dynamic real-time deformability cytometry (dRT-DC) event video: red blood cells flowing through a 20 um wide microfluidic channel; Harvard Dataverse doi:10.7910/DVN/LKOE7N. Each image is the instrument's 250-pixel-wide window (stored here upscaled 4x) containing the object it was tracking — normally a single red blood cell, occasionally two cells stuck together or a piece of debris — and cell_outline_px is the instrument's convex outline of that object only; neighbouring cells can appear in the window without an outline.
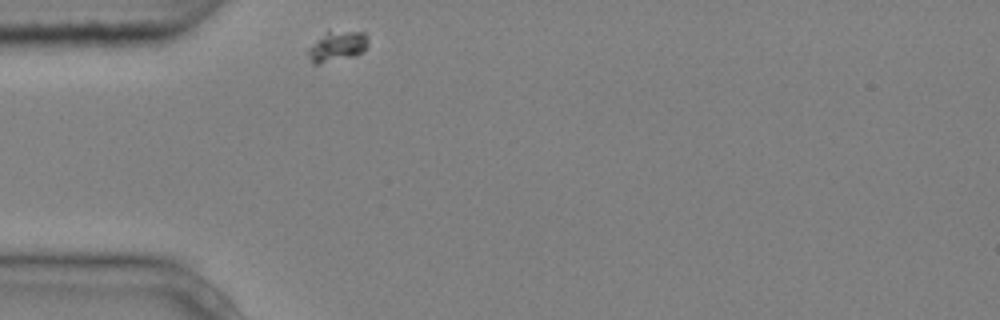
{"species": "common noctule bat (a hibernating species)", "species_latin": "Nyctalus noctula", "temperature_condition": "cold", "stored_images_in_passage": 1, "camera_frame_rate_fps": 3000, "um_per_image_px": 0.085, "animal": {"sex": "male", "body_mass_g": 20.4}, "frame": {"image": 1, "passage_image": 1, "time_ms": 0.0, "image_size_px": [1000, 320], "cell_outline_px": [[368, 44], [364, 52], [356, 56], [320, 64], [312, 64], [308, 56], [308, 48], [328, 28], [364, 32], [368, 36]], "centroid_in_image_um": [28.68, 3.89], "position_along_channel_um": 56.3, "area_um2": 11.27}}